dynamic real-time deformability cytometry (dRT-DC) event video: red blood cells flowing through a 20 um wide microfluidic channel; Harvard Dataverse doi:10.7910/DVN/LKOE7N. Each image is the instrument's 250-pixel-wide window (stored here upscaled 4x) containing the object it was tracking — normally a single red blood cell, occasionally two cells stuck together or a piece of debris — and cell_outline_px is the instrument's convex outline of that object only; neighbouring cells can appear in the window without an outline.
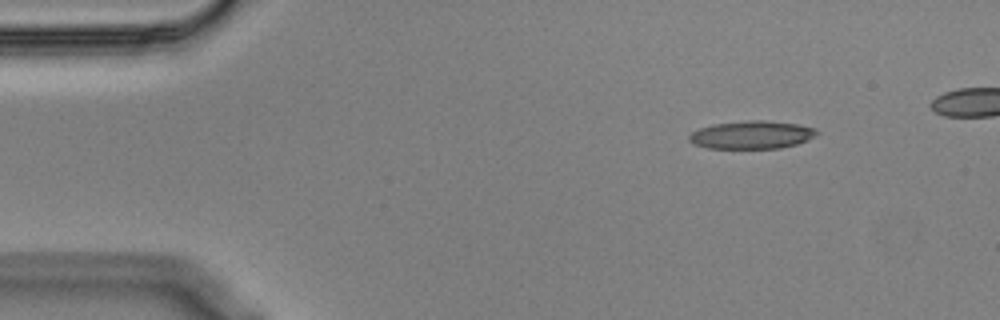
{"species": "Egyptian fruit bat (a non-hibernating species)", "species_latin": "Rousettus aegyptiacus", "temperature_condition": "cold", "stored_images_in_passage": 11, "camera_frame_rate_fps": 3000, "um_per_image_px": 0.085, "animal": {"sex": "male"}, "frame": {"image": 1, "passage_image": 1, "time_ms": 0.0, "image_size_px": [1000, 320], "cell_outline_px": [[820, 132], [808, 140], [796, 144], [780, 148], [708, 148], [692, 144], [688, 140], [688, 136], [692, 132], [700, 128], [712, 124], [748, 120], [764, 120], [796, 124], [816, 128]], "centroid_in_image_um": [63.88, 11.46], "position_along_channel_um": 21.1, "area_um2": 20.87}}